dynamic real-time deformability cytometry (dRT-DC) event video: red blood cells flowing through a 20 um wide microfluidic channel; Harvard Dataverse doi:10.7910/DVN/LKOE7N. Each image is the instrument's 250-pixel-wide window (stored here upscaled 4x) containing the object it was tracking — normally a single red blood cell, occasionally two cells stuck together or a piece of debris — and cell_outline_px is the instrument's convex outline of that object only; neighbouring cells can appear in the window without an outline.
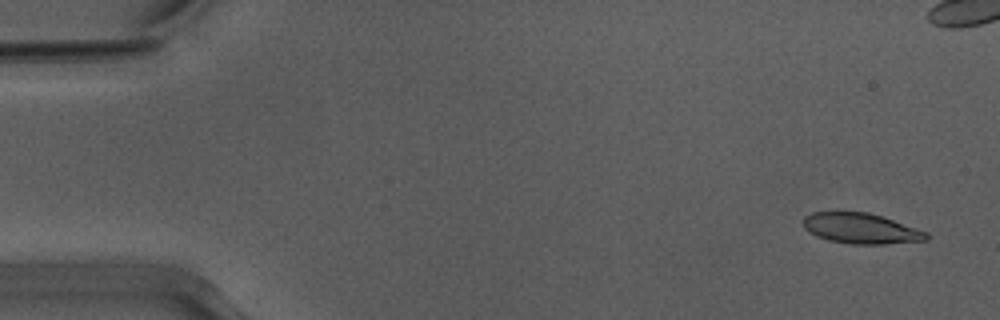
{"species": "Egyptian fruit bat (a non-hibernating species)", "species_latin": "Rousettus aegyptiacus", "temperature_condition": "warm", "stored_images_in_passage": 54, "camera_frame_rate_fps": 3000, "um_per_image_px": 0.085, "animal": {"sex": "male"}, "frame": {"image": 1, "passage_image": 3, "time_ms": 0.667, "image_size_px": [1000, 320], "cell_outline_px": [[932, 236], [928, 240], [884, 244], [852, 244], [828, 240], [816, 236], [804, 228], [804, 216], [812, 212], [836, 208], [868, 212], [928, 232]], "centroid_in_image_um": [73.13, 19.37], "position_along_channel_um": 11.9, "area_um2": 22.6}}
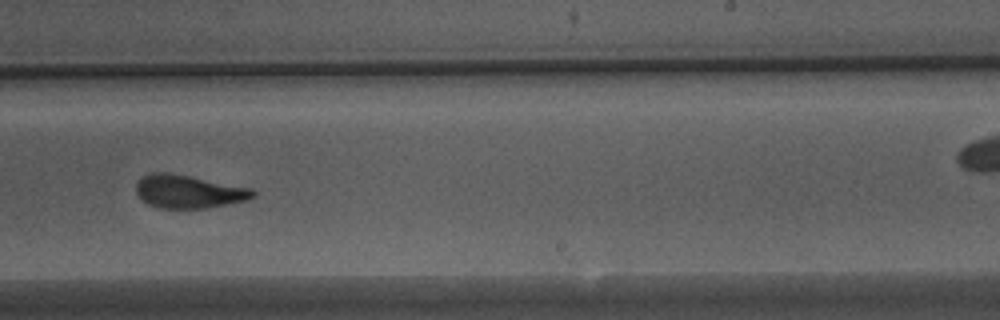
{"frame": {"image": 2, "passage_image": 33, "time_ms": 10.667, "image_size_px": [1000, 320], "cell_outline_px": [[256, 196], [248, 200], [208, 208], [160, 208], [148, 204], [136, 192], [136, 184], [140, 176], [148, 172], [168, 172], [252, 188], [256, 192]], "centroid_in_image_um": [16.03, 16.27], "position_along_channel_um": 273.0, "area_um2": 22.72}}
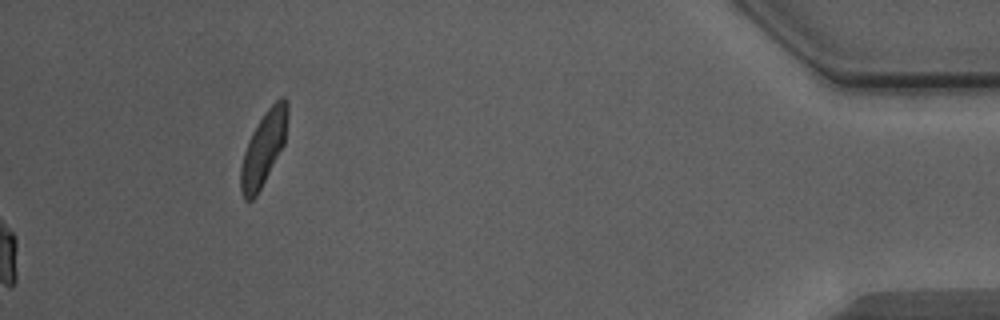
{"frame": {"image": 3, "passage_image": 54, "time_ms": 17.667, "image_size_px": [1000, 320], "cell_outline_px": [[288, 112], [284, 144], [256, 196], [252, 200], [244, 200], [240, 192], [240, 168], [244, 152], [248, 140], [252, 132], [264, 112], [280, 96], [284, 96], [288, 100]], "centroid_in_image_um": [22.39, 12.59], "position_along_channel_um": 412.8, "area_um2": 20.06}, "authors_computed_cell_mechanics": {"area_um2": 22.6865, "velocity_mm_per_s": 3.9356, "shape_relaxation_time_tau1_ms": 4.215, "shape_relaxation_time_tau2_ms": 1.2585, "deformation_change_tau1": 0.1819, "deformation_change_tau2": 0.084}}